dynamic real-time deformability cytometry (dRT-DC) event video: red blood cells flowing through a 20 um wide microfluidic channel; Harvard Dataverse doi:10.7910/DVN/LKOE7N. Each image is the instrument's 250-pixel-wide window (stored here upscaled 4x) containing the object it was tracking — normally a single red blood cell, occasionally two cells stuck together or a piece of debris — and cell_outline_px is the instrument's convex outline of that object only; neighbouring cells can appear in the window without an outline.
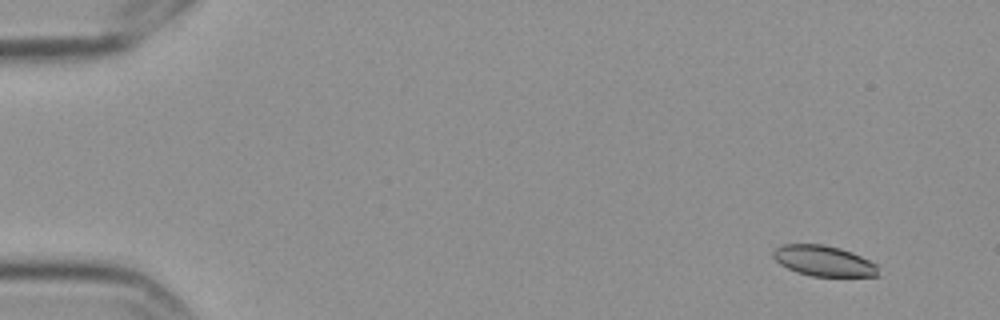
{"species": "Egyptian fruit bat (a non-hibernating species)", "species_latin": "Rousettus aegyptiacus", "temperature_condition": "cold", "stored_images_in_passage": 7, "camera_frame_rate_fps": 3000, "um_per_image_px": 0.085, "frame": {"image": 1, "passage_image": 2, "time_ms": 0.333, "image_size_px": [1000, 320], "cell_outline_px": [[880, 276], [812, 276], [796, 272], [780, 264], [772, 256], [772, 252], [780, 244], [824, 244], [840, 248], [852, 252], [876, 264]], "centroid_in_image_um": [69.99, 22.17], "position_along_channel_um": 15.0, "area_um2": 18.73}}
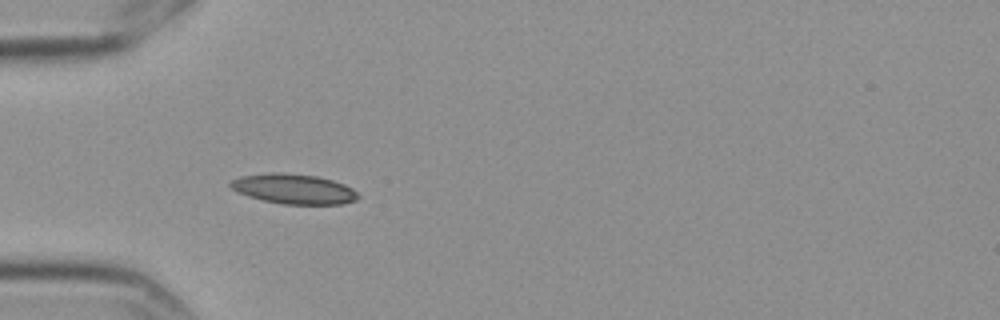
{"frame": {"image": 2, "passage_image": 6, "time_ms": 1.667, "image_size_px": [1000, 320], "cell_outline_px": [[360, 196], [356, 200], [340, 204], [284, 204], [264, 200], [248, 196], [236, 192], [228, 184], [232, 180], [240, 176], [272, 172], [280, 172], [316, 176], [332, 180], [344, 184], [352, 188]], "centroid_in_image_um": [24.95, 16.05], "position_along_channel_um": 60.0, "area_um2": 22.2}}
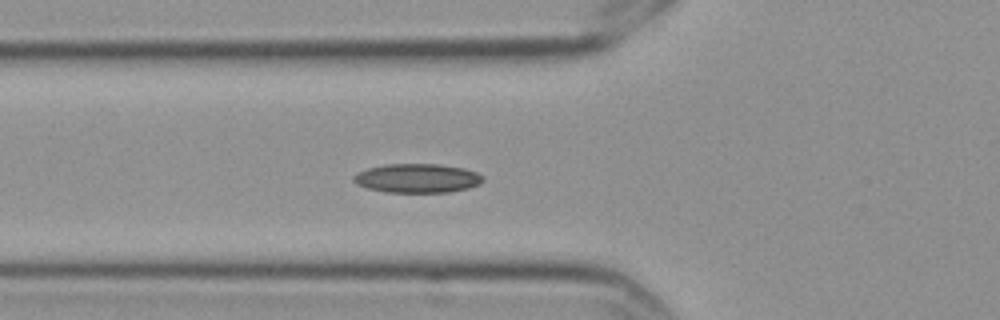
{"frame": {"image": 3, "passage_image": 7, "time_ms": 2.0, "image_size_px": [1000, 320], "cell_outline_px": [[484, 180], [480, 184], [468, 188], [448, 192], [384, 192], [368, 188], [356, 184], [352, 180], [352, 176], [356, 172], [368, 168], [384, 164], [440, 164], [464, 168], [476, 172], [484, 176]], "centroid_in_image_um": [35.45, 15.14], "position_along_channel_um": 90.3, "area_um2": 22.08}}